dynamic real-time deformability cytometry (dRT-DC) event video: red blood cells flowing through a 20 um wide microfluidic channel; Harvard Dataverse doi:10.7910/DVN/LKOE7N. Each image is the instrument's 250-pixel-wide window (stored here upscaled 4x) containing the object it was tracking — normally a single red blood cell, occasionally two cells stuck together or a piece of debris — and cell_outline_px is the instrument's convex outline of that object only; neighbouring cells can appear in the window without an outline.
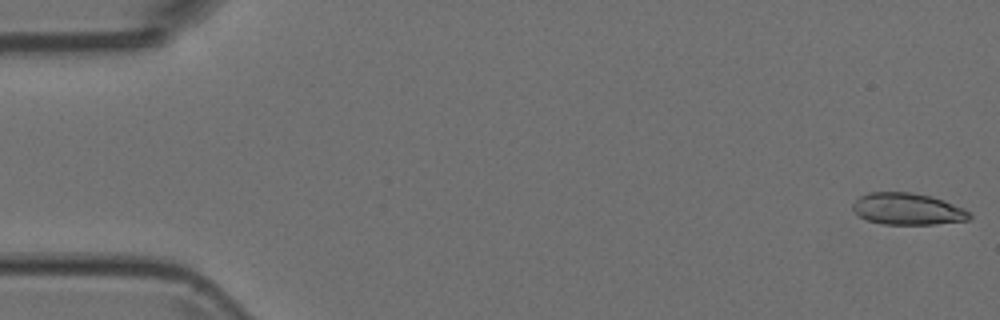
{"species": "Egyptian fruit bat (a non-hibernating species)", "species_latin": "Rousettus aegyptiacus", "temperature_condition": "room temperature", "stored_images_in_passage": 5, "camera_frame_rate_fps": 3000, "um_per_image_px": 0.085, "animal": {"sex": "female"}, "frame": {"image": 1, "passage_image": 1, "time_ms": 0.0, "image_size_px": [1000, 320], "cell_outline_px": [[972, 216], [968, 220], [932, 224], [884, 224], [868, 220], [860, 216], [852, 208], [852, 204], [860, 196], [868, 192], [912, 192], [932, 196], [944, 200], [964, 208]], "centroid_in_image_um": [77.15, 17.75], "position_along_channel_um": 7.9, "area_um2": 21.5}}
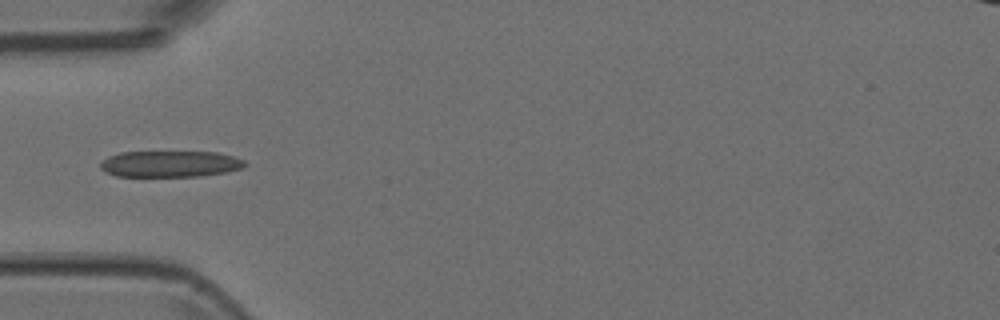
{"frame": {"image": 2, "passage_image": 5, "time_ms": 1.333, "image_size_px": [1000, 320], "cell_outline_px": [[248, 164], [244, 168], [224, 172], [200, 176], [116, 176], [104, 172], [100, 168], [100, 164], [108, 156], [120, 152], [216, 152], [232, 156], [244, 160]], "centroid_in_image_um": [14.45, 13.93], "position_along_channel_um": 70.5, "area_um2": 22.14}}